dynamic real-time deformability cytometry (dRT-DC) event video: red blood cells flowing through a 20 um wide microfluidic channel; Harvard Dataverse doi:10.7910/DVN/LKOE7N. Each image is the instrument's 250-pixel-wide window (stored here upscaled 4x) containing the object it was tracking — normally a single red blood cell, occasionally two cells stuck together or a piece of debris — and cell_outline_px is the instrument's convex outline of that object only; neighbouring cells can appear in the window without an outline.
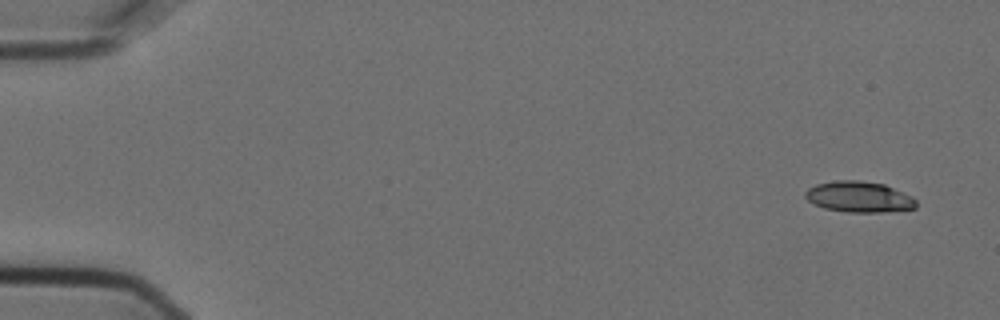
{"species": "Egyptian fruit bat (a non-hibernating species)", "species_latin": "Rousettus aegyptiacus", "temperature_condition": "cold", "stored_images_in_passage": 5, "camera_frame_rate_fps": 3000, "um_per_image_px": 0.085, "animal": {"sex": "female"}, "frame": {"image": 1, "passage_image": 1, "time_ms": 0.0, "image_size_px": [1000, 320], "cell_outline_px": [[916, 208], [880, 212], [848, 212], [824, 208], [812, 204], [804, 196], [804, 192], [808, 188], [816, 184], [836, 180], [860, 180], [884, 184], [912, 196], [916, 200]], "centroid_in_image_um": [72.98, 16.73], "position_along_channel_um": 12.0, "area_um2": 20.0}}
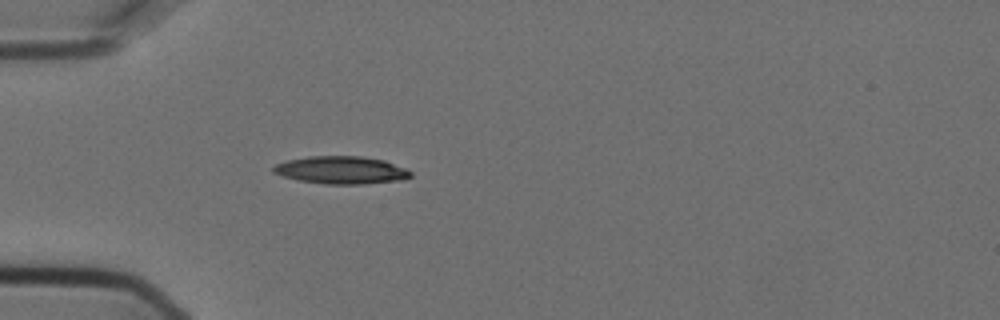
{"frame": {"image": 2, "passage_image": 5, "time_ms": 1.333, "image_size_px": [1000, 320], "cell_outline_px": [[412, 176], [400, 180], [364, 184], [324, 184], [300, 180], [284, 176], [272, 172], [272, 168], [276, 164], [288, 160], [308, 156], [360, 156], [384, 160], [404, 168], [412, 172]], "centroid_in_image_um": [29.0, 14.45], "position_along_channel_um": 56.0, "area_um2": 21.96}}